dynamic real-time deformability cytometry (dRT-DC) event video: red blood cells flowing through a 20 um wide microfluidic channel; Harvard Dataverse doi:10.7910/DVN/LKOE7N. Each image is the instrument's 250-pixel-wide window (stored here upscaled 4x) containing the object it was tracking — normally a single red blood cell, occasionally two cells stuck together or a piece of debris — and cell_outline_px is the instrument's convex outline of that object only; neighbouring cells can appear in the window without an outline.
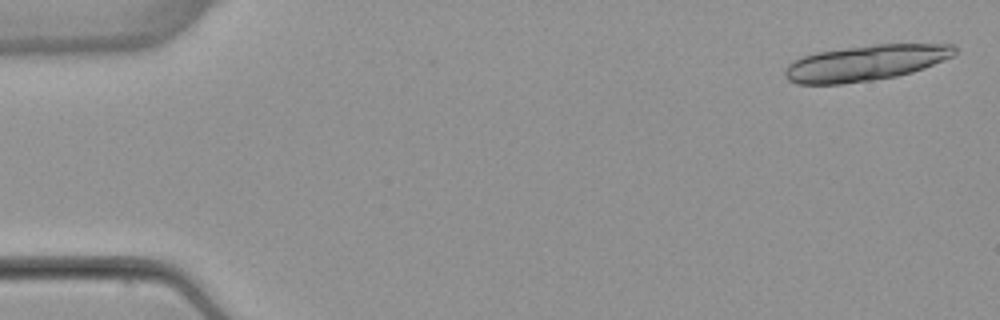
{"species": "common noctule bat (a hibernating species)", "species_latin": "Nyctalus noctula", "temperature_condition": "warm", "stored_images_in_passage": 10, "camera_frame_rate_fps": 3000, "um_per_image_px": 0.085, "animal": {"sex": "female", "body_mass_g": 22.7, "forearm_length_mm": 54.2}, "frame": {"image": 1, "passage_image": 2, "time_ms": 0.333, "image_size_px": [1000, 320], "cell_outline_px": [[956, 52], [952, 56], [944, 60], [924, 68], [912, 72], [896, 76], [872, 80], [840, 84], [800, 84], [788, 80], [784, 76], [784, 68], [788, 64], [804, 56], [816, 52], [872, 44], [952, 44], [956, 48]], "centroid_in_image_um": [73.56, 5.35], "position_along_channel_um": 11.4, "area_um2": 35.2}}